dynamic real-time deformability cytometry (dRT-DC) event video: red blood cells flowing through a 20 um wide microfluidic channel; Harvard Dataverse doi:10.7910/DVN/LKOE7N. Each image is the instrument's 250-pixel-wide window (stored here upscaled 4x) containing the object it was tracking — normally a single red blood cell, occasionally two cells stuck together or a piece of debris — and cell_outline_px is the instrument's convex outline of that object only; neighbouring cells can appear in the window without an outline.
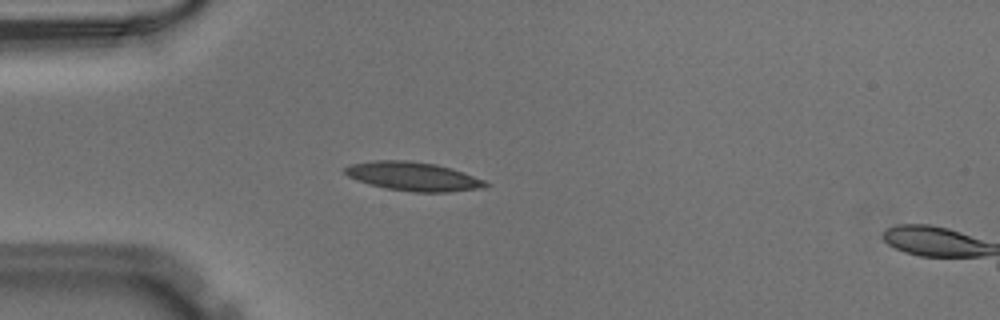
{"species": "Egyptian fruit bat (a non-hibernating species)", "species_latin": "Rousettus aegyptiacus", "temperature_condition": "warm", "stored_images_in_passage": 38, "camera_frame_rate_fps": 3000, "um_per_image_px": 0.085, "animal": {"sex": "male"}, "frame": {"image": 1, "passage_image": 1, "time_ms": 0.0, "image_size_px": [1000, 320], "cell_outline_px": [[492, 184], [484, 188], [448, 192], [412, 192], [384, 188], [368, 184], [356, 180], [348, 176], [344, 172], [344, 168], [352, 164], [372, 160], [412, 160], [436, 164], [452, 168], [464, 172], [484, 180]], "centroid_in_image_um": [35.14, 14.99], "position_along_channel_um": 49.9, "area_um2": 23.93}}
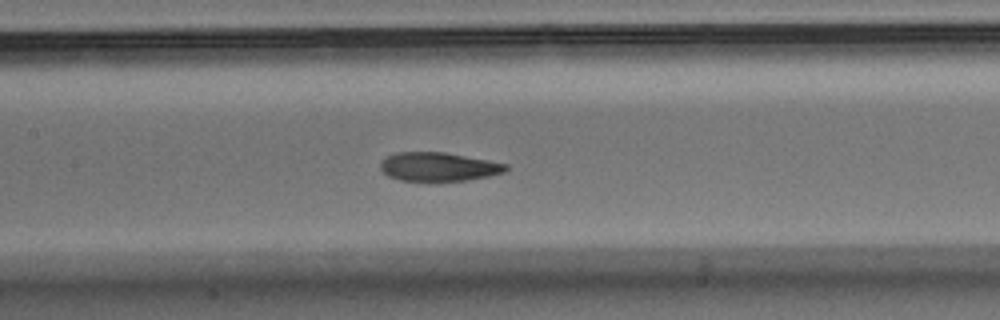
{"frame": {"image": 2, "passage_image": 11, "time_ms": 3.333, "image_size_px": [1000, 320], "cell_outline_px": [[508, 168], [504, 172], [488, 176], [468, 180], [436, 184], [400, 180], [388, 176], [380, 168], [380, 160], [396, 152], [444, 152], [488, 160], [508, 164]], "centroid_in_image_um": [37.25, 14.22], "position_along_channel_um": 170.2, "area_um2": 21.79}}
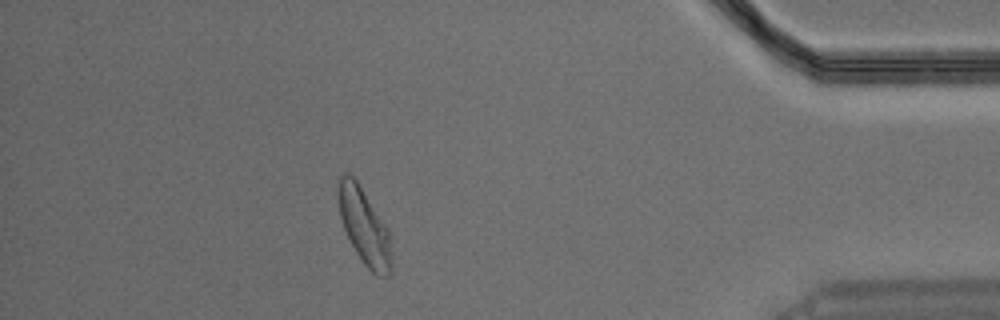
{"frame": {"image": 3, "passage_image": 32, "time_ms": 10.333, "image_size_px": [1000, 320], "cell_outline_px": [[392, 272], [388, 276], [376, 276], [364, 264], [356, 252], [344, 228], [340, 216], [336, 192], [336, 188], [340, 176], [344, 172], [348, 172], [356, 180], [388, 228], [392, 256]], "centroid_in_image_um": [30.96, 19.25], "position_along_channel_um": 404.2, "area_um2": 23.7}}